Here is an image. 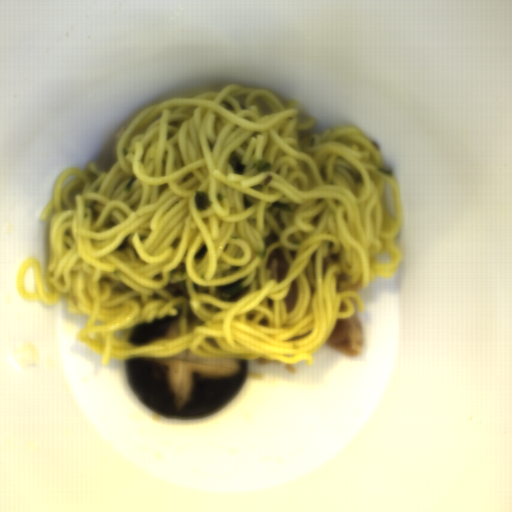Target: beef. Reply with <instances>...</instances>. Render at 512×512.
Segmentation results:
<instances>
[{"label":"beef","mask_w":512,"mask_h":512,"mask_svg":"<svg viewBox=\"0 0 512 512\" xmlns=\"http://www.w3.org/2000/svg\"><path fill=\"white\" fill-rule=\"evenodd\" d=\"M354 314L349 318L336 319L332 332L325 341L329 349L337 354L347 357H357L361 354L364 343L357 302L349 297Z\"/></svg>","instance_id":"33117281"},{"label":"beef","mask_w":512,"mask_h":512,"mask_svg":"<svg viewBox=\"0 0 512 512\" xmlns=\"http://www.w3.org/2000/svg\"><path fill=\"white\" fill-rule=\"evenodd\" d=\"M256 361H258L259 363H262V364H277V365H281L285 370H287L288 372H296V367H295V364H285L284 362L282 361H272V360H266V359H254Z\"/></svg>","instance_id":"bafd7931"},{"label":"beef","mask_w":512,"mask_h":512,"mask_svg":"<svg viewBox=\"0 0 512 512\" xmlns=\"http://www.w3.org/2000/svg\"><path fill=\"white\" fill-rule=\"evenodd\" d=\"M165 289L166 292L171 293L173 297H189L185 286V280L178 283H169Z\"/></svg>","instance_id":"3709a7b0"},{"label":"beef","mask_w":512,"mask_h":512,"mask_svg":"<svg viewBox=\"0 0 512 512\" xmlns=\"http://www.w3.org/2000/svg\"><path fill=\"white\" fill-rule=\"evenodd\" d=\"M289 263L284 255V248H277L274 249L267 261H266V267L270 271V276L275 281H281L284 277L287 269H288Z\"/></svg>","instance_id":"835553da"},{"label":"beef","mask_w":512,"mask_h":512,"mask_svg":"<svg viewBox=\"0 0 512 512\" xmlns=\"http://www.w3.org/2000/svg\"><path fill=\"white\" fill-rule=\"evenodd\" d=\"M296 301V281L295 279L290 283V288L288 292L283 297V302L285 304L287 313L292 312Z\"/></svg>","instance_id":"2567d371"}]
</instances>
